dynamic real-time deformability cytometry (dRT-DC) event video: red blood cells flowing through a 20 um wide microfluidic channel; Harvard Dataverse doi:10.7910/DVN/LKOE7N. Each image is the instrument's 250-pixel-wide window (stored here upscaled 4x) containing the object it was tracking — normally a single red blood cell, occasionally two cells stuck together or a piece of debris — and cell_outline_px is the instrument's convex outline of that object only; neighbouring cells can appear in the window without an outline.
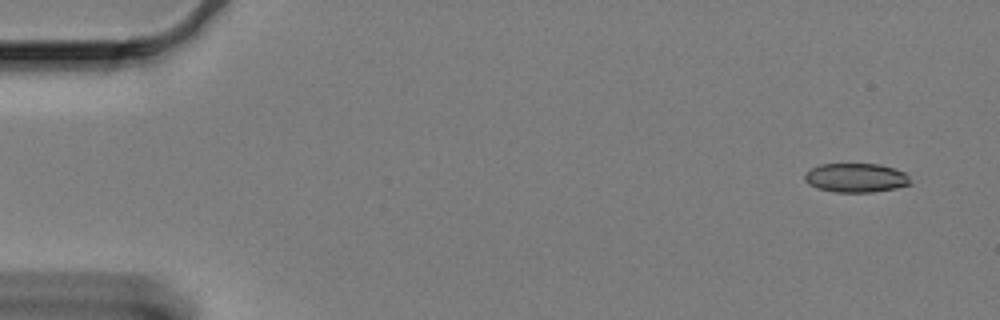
{"species": "Egyptian fruit bat (a non-hibernating species)", "species_latin": "Rousettus aegyptiacus", "temperature_condition": "cold", "stored_images_in_passage": 57, "segment_of_instrument_passage": [1, 2], "camera_frame_rate_fps": 3000, "um_per_image_px": 0.085, "animal": {"sex": "female"}, "frame": {"image": 1, "passage_image": 1, "time_ms": 0.0, "image_size_px": [1000, 320], "cell_outline_px": [[912, 184], [896, 188], [872, 192], [836, 192], [816, 188], [808, 184], [804, 180], [804, 172], [808, 168], [820, 164], [880, 164], [896, 168], [904, 172], [908, 176]], "centroid_in_image_um": [72.72, 15.1], "position_along_channel_um": 12.3, "area_um2": 18.21}}
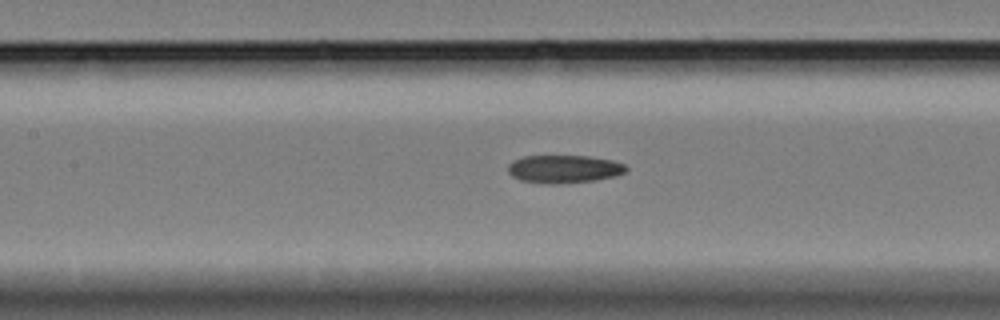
{"frame": {"image": 2, "passage_image": 25, "time_ms": 8.0, "image_size_px": [1000, 320], "cell_outline_px": [[628, 168], [624, 172], [612, 176], [596, 180], [556, 184], [548, 184], [520, 180], [512, 176], [508, 172], [508, 164], [512, 160], [524, 156], [588, 156], [612, 160], [624, 164]], "centroid_in_image_um": [47.89, 14.36], "position_along_channel_um": 159.5, "area_um2": 19.19}}
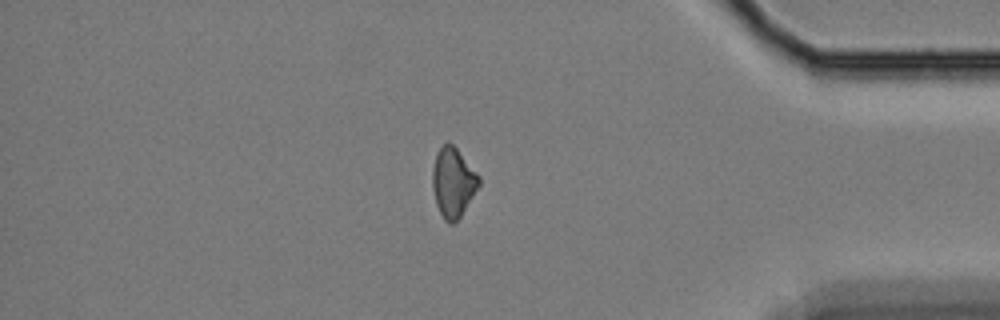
{"frame": {"image": 3, "passage_image": 49, "time_ms": 16.0, "image_size_px": [1000, 320], "cell_outline_px": [[480, 184], [460, 216], [452, 224], [448, 224], [444, 220], [436, 204], [432, 188], [432, 172], [436, 152], [444, 144], [452, 144], [456, 148], [480, 176]], "centroid_in_image_um": [38.5, 15.51], "position_along_channel_um": 396.7, "area_um2": 18.55}}